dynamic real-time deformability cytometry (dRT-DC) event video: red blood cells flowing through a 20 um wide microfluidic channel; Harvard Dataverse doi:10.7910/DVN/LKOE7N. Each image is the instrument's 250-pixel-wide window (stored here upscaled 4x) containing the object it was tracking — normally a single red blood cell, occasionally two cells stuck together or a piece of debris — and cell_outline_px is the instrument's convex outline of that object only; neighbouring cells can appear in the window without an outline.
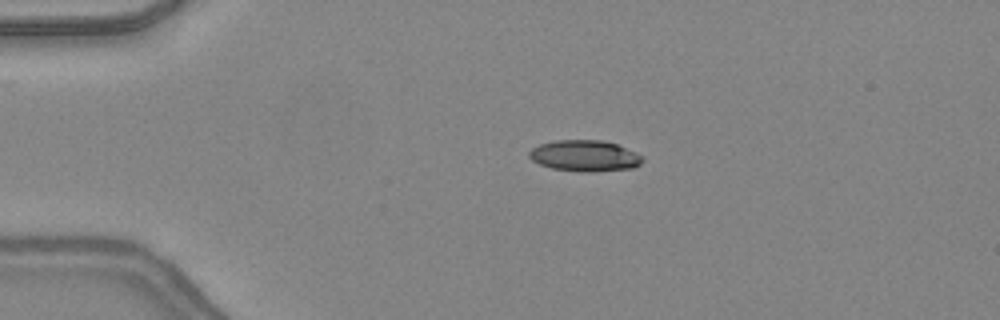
{"species": "common noctule bat (a hibernating species)", "species_latin": "Nyctalus noctula", "temperature_condition": "warm", "stored_images_in_passage": 40, "camera_frame_rate_fps": 3000, "um_per_image_px": 0.085, "animal": {"sex": "female", "body_mass_g": 24.6, "forearm_length_mm": 56.2}, "frame": {"image": 1, "passage_image": 3, "time_ms": 0.667, "image_size_px": [1000, 320], "cell_outline_px": [[644, 160], [640, 164], [632, 168], [552, 168], [540, 164], [532, 160], [528, 156], [528, 152], [532, 148], [540, 144], [556, 140], [600, 140], [616, 144], [636, 152]], "centroid_in_image_um": [49.65, 13.16], "position_along_channel_um": 35.3, "area_um2": 19.19}}
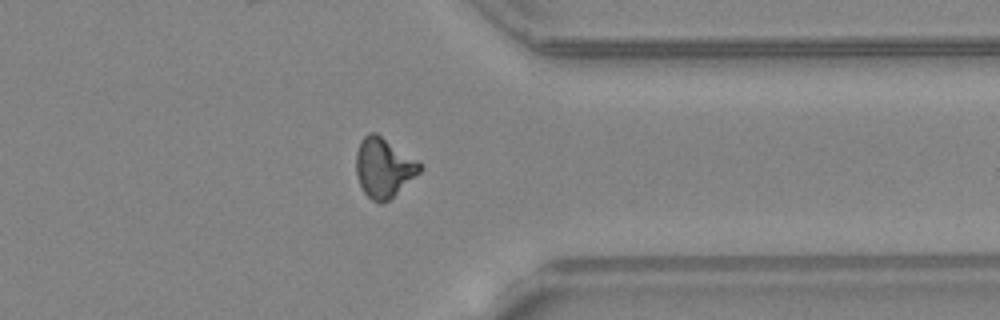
{"frame": {"image": 2, "passage_image": 30, "time_ms": 9.667, "image_size_px": [1000, 320], "cell_outline_px": [[424, 168], [420, 172], [384, 204], [380, 204], [372, 200], [364, 192], [356, 176], [356, 152], [360, 140], [368, 132], [376, 132], [416, 160]], "centroid_in_image_um": [32.58, 14.25], "position_along_channel_um": 378.8, "area_um2": 21.96}}
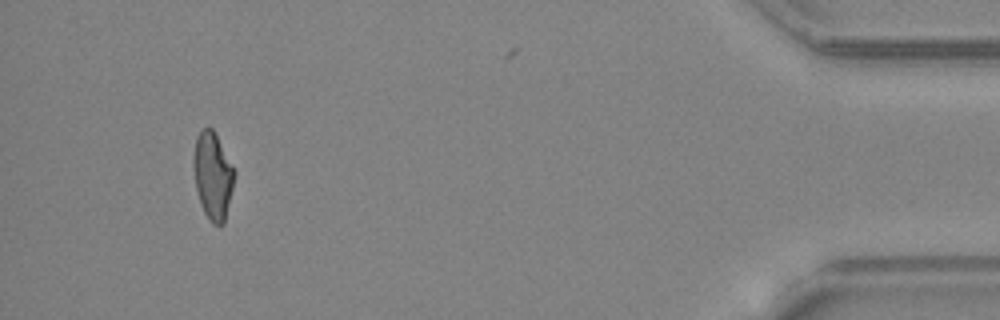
{"frame": {"image": 3, "passage_image": 37, "time_ms": 12.0, "image_size_px": [1000, 320], "cell_outline_px": [[236, 172], [224, 224], [220, 228], [212, 224], [208, 220], [200, 204], [196, 188], [192, 164], [192, 156], [196, 136], [204, 128], [212, 128]], "centroid_in_image_um": [18.07, 14.98], "position_along_channel_um": 417.1, "area_um2": 20.92}, "authors_computed_cell_mechanics": {"area_um2": 21.2126, "velocity_mm_per_s": 4.4001, "shape_relaxation_time_tau1_ms": 10.9175, "shape_relaxation_time_tau2_ms": 2.5706, "deformation_change_tau1": 0.2915, "deformation_change_tau2": 0.1088}}